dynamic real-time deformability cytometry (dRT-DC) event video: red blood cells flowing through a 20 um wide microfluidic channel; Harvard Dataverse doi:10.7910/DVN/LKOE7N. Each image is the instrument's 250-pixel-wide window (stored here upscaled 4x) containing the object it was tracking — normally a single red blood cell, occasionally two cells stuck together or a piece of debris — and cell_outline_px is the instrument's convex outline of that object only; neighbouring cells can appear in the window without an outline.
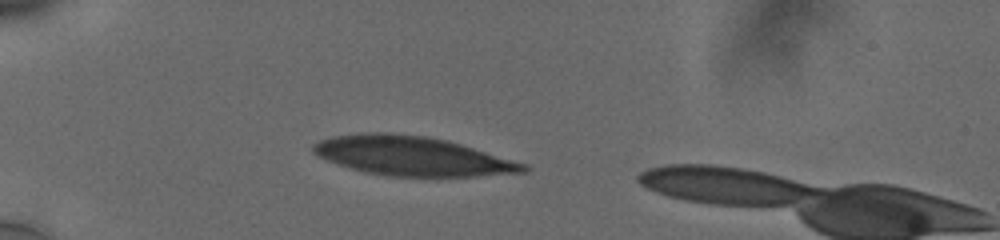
{"species": "human", "species_latin": "Homo sapiens", "temperature_condition": "cold", "stored_images_in_passage": 3, "camera_frame_rate_fps": 3000, "um_per_image_px": 0.085, "donor": {"sex": "male"}, "frame": {"image": 1, "passage_image": 1, "time_ms": 0.0, "image_size_px": [1000, 240], "cell_outline_px": [[528, 172], [476, 176], [384, 176], [364, 172], [316, 156], [312, 152], [312, 144], [320, 140], [332, 136], [368, 132], [384, 132], [428, 136], [448, 140], [528, 164]], "centroid_in_image_um": [35.04, 13.25], "position_along_channel_um": 50.0, "area_um2": 48.15}}